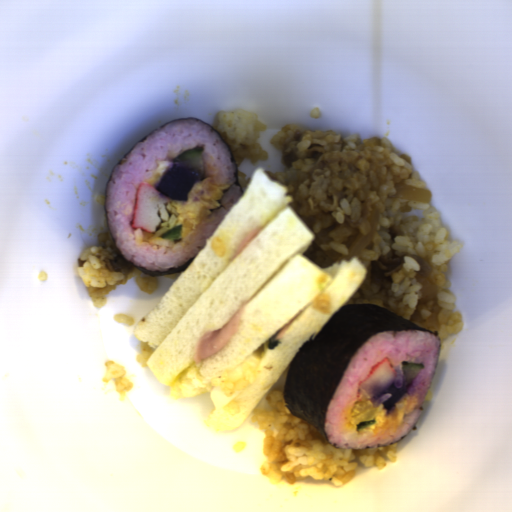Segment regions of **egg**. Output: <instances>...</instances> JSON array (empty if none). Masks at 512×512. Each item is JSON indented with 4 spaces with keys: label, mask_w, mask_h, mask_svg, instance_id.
<instances>
[{
    "label": "egg",
    "mask_w": 512,
    "mask_h": 512,
    "mask_svg": "<svg viewBox=\"0 0 512 512\" xmlns=\"http://www.w3.org/2000/svg\"><path fill=\"white\" fill-rule=\"evenodd\" d=\"M230 186H219L212 178H203V180L194 184L190 189L186 200H173L172 206L179 213L178 227H182V236L203 220L212 215L211 209L219 208L223 191Z\"/></svg>",
    "instance_id": "1"
},
{
    "label": "egg",
    "mask_w": 512,
    "mask_h": 512,
    "mask_svg": "<svg viewBox=\"0 0 512 512\" xmlns=\"http://www.w3.org/2000/svg\"><path fill=\"white\" fill-rule=\"evenodd\" d=\"M417 400L404 393L403 397L388 410L382 409L375 418V423L360 430V434L379 433L386 429H397L407 415L415 407Z\"/></svg>",
    "instance_id": "2"
},
{
    "label": "egg",
    "mask_w": 512,
    "mask_h": 512,
    "mask_svg": "<svg viewBox=\"0 0 512 512\" xmlns=\"http://www.w3.org/2000/svg\"><path fill=\"white\" fill-rule=\"evenodd\" d=\"M175 165V161L159 162L152 177L149 180V184L157 186L162 176Z\"/></svg>",
    "instance_id": "3"
}]
</instances>
